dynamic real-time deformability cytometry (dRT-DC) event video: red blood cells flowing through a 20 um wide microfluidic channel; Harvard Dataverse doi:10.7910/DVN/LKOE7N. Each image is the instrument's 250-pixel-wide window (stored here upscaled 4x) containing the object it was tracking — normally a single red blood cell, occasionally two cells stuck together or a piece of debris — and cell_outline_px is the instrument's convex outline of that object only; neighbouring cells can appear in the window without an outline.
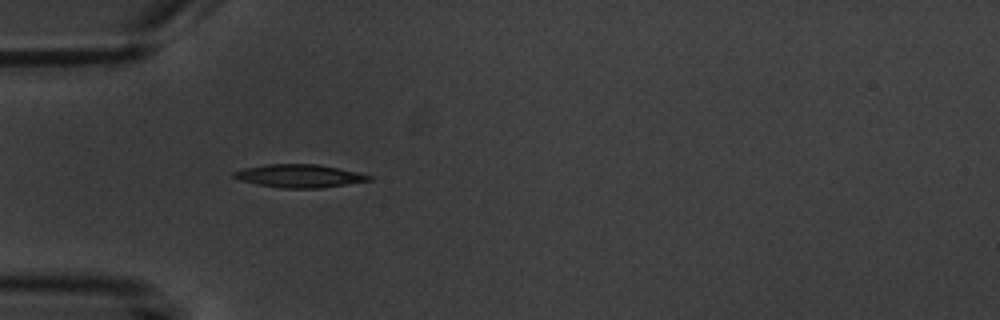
{"species": "common noctule bat (a hibernating species)", "species_latin": "Nyctalus noctula", "temperature_condition": "warm", "stored_images_in_passage": 1, "camera_frame_rate_fps": 3000, "um_per_image_px": 0.085, "animal": {"sex": "male", "body_mass_g": 20.1, "forearm_length_mm": 53.5}, "frame": {"image": 1, "passage_image": 1, "time_ms": 0.0, "image_size_px": [1000, 320], "cell_outline_px": [[372, 180], [320, 188], [280, 188], [256, 184], [240, 180], [232, 176], [232, 172], [244, 168], [268, 164], [316, 164], [356, 172], [372, 176]], "centroid_in_image_um": [25.4, 14.96], "position_along_channel_um": 59.6, "area_um2": 17.98}}